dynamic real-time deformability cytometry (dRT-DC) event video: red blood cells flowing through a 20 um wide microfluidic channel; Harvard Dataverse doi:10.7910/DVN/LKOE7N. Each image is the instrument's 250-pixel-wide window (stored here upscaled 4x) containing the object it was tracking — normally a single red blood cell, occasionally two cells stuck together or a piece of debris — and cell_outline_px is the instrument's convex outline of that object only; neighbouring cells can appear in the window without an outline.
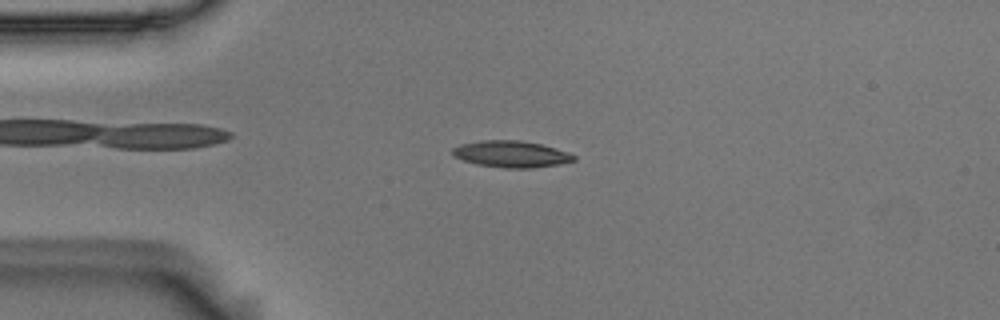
{"species": "Egyptian fruit bat (a non-hibernating species)", "species_latin": "Rousettus aegyptiacus", "temperature_condition": "room temperature", "stored_images_in_passage": 42, "camera_frame_rate_fps": 3000, "um_per_image_px": 0.085, "animal": {"sex": "male"}, "frame": {"image": 1, "passage_image": 1, "time_ms": 0.0, "image_size_px": [1000, 320], "cell_outline_px": [[576, 160], [556, 164], [532, 168], [504, 168], [476, 164], [452, 156], [452, 148], [460, 144], [484, 140], [520, 140], [540, 144], [556, 148], [568, 152], [576, 156]], "centroid_in_image_um": [43.43, 13.09], "position_along_channel_um": 41.6, "area_um2": 18.73}}
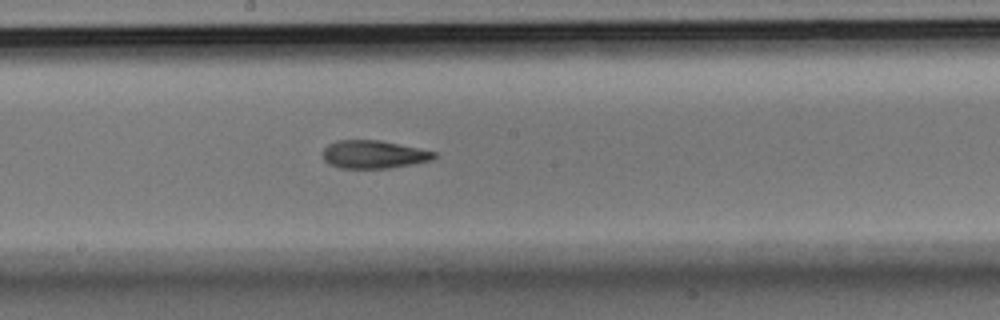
{"frame": {"image": 2, "passage_image": 17, "time_ms": 5.333, "image_size_px": [1000, 320], "cell_outline_px": [[436, 156], [432, 160], [412, 164], [388, 168], [340, 168], [328, 164], [324, 160], [324, 148], [328, 144], [336, 140], [380, 140], [436, 152]], "centroid_in_image_um": [31.74, 13.12], "position_along_channel_um": 216.5, "area_um2": 18.09}}
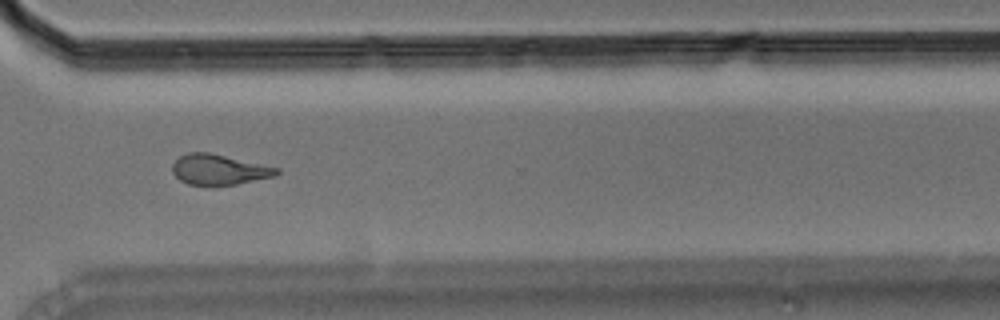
{"frame": {"image": 3, "passage_image": 28, "time_ms": 9.0, "image_size_px": [1000, 320], "cell_outline_px": [[280, 172], [276, 176], [236, 184], [188, 184], [180, 180], [172, 172], [172, 164], [180, 156], [188, 152], [208, 152], [280, 168]], "centroid_in_image_um": [18.62, 14.4], "position_along_channel_um": 352.0, "area_um2": 18.21}, "authors_computed_cell_mechanics": {"area_um2": 18.7272, "velocity_mm_per_s": 3.7099, "shape_relaxation_time_tau1_ms": 6.3906, "shape_relaxation_time_tau2_ms": 2.4682, "deformation_change_tau1": 0.1834, "deformation_change_tau2": 0.1045}}